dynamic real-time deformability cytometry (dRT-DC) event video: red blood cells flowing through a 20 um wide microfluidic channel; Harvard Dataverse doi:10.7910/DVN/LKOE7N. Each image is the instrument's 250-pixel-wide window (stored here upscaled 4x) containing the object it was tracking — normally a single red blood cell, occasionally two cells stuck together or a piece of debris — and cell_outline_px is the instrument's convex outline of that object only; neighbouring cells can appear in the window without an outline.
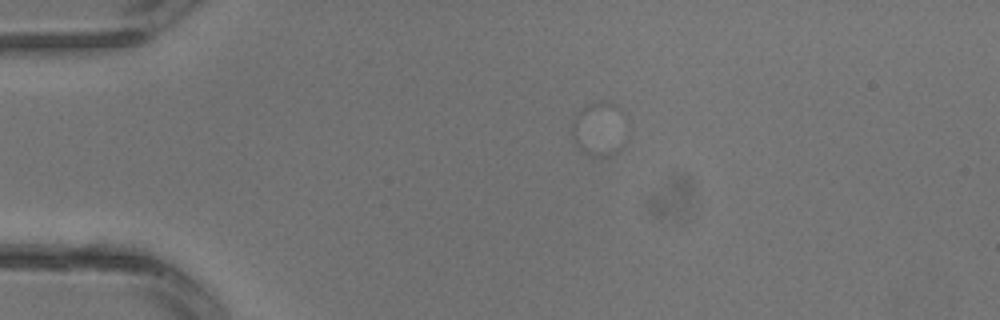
{"species": "common noctule bat (a hibernating species)", "species_latin": "Nyctalus noctula", "temperature_condition": "warm", "stored_images_in_passage": 3, "camera_frame_rate_fps": 3000, "um_per_image_px": 0.085, "animal": {"sex": "male", "body_mass_g": 13.3}, "frame": {"image": 1, "passage_image": 3, "time_ms": 0.667, "image_size_px": [1000, 320], "cell_outline_px": [[624, 144], [616, 152], [608, 156], [588, 156], [576, 144], [572, 136], [572, 120], [576, 112], [580, 108], [596, 100], [600, 100], [616, 104]], "centroid_in_image_um": [50.81, 10.96], "position_along_channel_um": 34.2, "area_um2": 16.65}}